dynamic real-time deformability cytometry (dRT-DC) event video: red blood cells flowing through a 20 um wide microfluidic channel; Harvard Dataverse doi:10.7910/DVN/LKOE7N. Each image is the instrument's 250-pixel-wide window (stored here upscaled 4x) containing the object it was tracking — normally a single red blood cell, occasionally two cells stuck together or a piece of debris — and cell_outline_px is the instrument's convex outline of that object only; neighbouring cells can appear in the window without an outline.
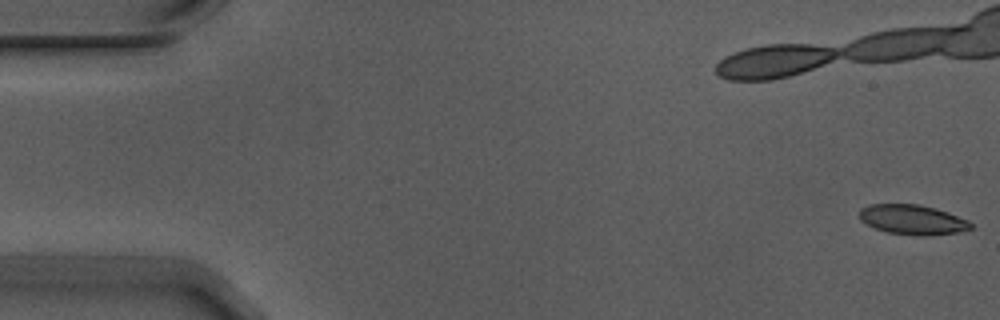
{"species": "Egyptian fruit bat (a non-hibernating species)", "species_latin": "Rousettus aegyptiacus", "temperature_condition": "warm", "stored_images_in_passage": 24, "camera_frame_rate_fps": 3000, "um_per_image_px": 0.085, "animal": {"sex": "male"}, "frame": {"image": 1, "passage_image": 1, "time_ms": 0.0, "image_size_px": [1000, 320], "cell_outline_px": [[972, 228], [964, 232], [928, 236], [916, 236], [888, 232], [876, 228], [860, 220], [860, 208], [868, 204], [920, 204], [936, 208], [948, 212], [968, 220], [972, 224]], "centroid_in_image_um": [77.61, 18.67], "position_along_channel_um": 7.4, "area_um2": 19.59}}